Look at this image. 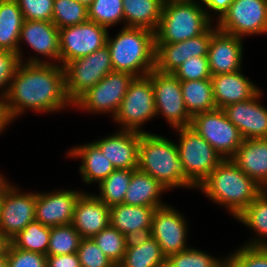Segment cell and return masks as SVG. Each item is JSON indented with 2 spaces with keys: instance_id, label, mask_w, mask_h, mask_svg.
<instances>
[{
  "instance_id": "obj_2",
  "label": "cell",
  "mask_w": 267,
  "mask_h": 267,
  "mask_svg": "<svg viewBox=\"0 0 267 267\" xmlns=\"http://www.w3.org/2000/svg\"><path fill=\"white\" fill-rule=\"evenodd\" d=\"M197 189L234 218L264 190L231 159H224Z\"/></svg>"
},
{
  "instance_id": "obj_36",
  "label": "cell",
  "mask_w": 267,
  "mask_h": 267,
  "mask_svg": "<svg viewBox=\"0 0 267 267\" xmlns=\"http://www.w3.org/2000/svg\"><path fill=\"white\" fill-rule=\"evenodd\" d=\"M81 240V235L72 224L51 227L47 255L76 253Z\"/></svg>"
},
{
  "instance_id": "obj_41",
  "label": "cell",
  "mask_w": 267,
  "mask_h": 267,
  "mask_svg": "<svg viewBox=\"0 0 267 267\" xmlns=\"http://www.w3.org/2000/svg\"><path fill=\"white\" fill-rule=\"evenodd\" d=\"M180 82L211 79L207 56L192 57L172 73Z\"/></svg>"
},
{
  "instance_id": "obj_22",
  "label": "cell",
  "mask_w": 267,
  "mask_h": 267,
  "mask_svg": "<svg viewBox=\"0 0 267 267\" xmlns=\"http://www.w3.org/2000/svg\"><path fill=\"white\" fill-rule=\"evenodd\" d=\"M110 207L92 193H83L74 208L72 225L82 238H93L110 225Z\"/></svg>"
},
{
  "instance_id": "obj_53",
  "label": "cell",
  "mask_w": 267,
  "mask_h": 267,
  "mask_svg": "<svg viewBox=\"0 0 267 267\" xmlns=\"http://www.w3.org/2000/svg\"><path fill=\"white\" fill-rule=\"evenodd\" d=\"M0 267H7V256H0Z\"/></svg>"
},
{
  "instance_id": "obj_42",
  "label": "cell",
  "mask_w": 267,
  "mask_h": 267,
  "mask_svg": "<svg viewBox=\"0 0 267 267\" xmlns=\"http://www.w3.org/2000/svg\"><path fill=\"white\" fill-rule=\"evenodd\" d=\"M233 267H267V252L263 247H238L228 255Z\"/></svg>"
},
{
  "instance_id": "obj_33",
  "label": "cell",
  "mask_w": 267,
  "mask_h": 267,
  "mask_svg": "<svg viewBox=\"0 0 267 267\" xmlns=\"http://www.w3.org/2000/svg\"><path fill=\"white\" fill-rule=\"evenodd\" d=\"M133 170L135 169H115L98 184L100 194L94 195L109 207L124 203Z\"/></svg>"
},
{
  "instance_id": "obj_30",
  "label": "cell",
  "mask_w": 267,
  "mask_h": 267,
  "mask_svg": "<svg viewBox=\"0 0 267 267\" xmlns=\"http://www.w3.org/2000/svg\"><path fill=\"white\" fill-rule=\"evenodd\" d=\"M235 219L254 230L256 237L245 246L262 247L267 243V189H264Z\"/></svg>"
},
{
  "instance_id": "obj_34",
  "label": "cell",
  "mask_w": 267,
  "mask_h": 267,
  "mask_svg": "<svg viewBox=\"0 0 267 267\" xmlns=\"http://www.w3.org/2000/svg\"><path fill=\"white\" fill-rule=\"evenodd\" d=\"M51 227L33 221L20 231L11 243L18 249L47 255Z\"/></svg>"
},
{
  "instance_id": "obj_20",
  "label": "cell",
  "mask_w": 267,
  "mask_h": 267,
  "mask_svg": "<svg viewBox=\"0 0 267 267\" xmlns=\"http://www.w3.org/2000/svg\"><path fill=\"white\" fill-rule=\"evenodd\" d=\"M243 38L217 30L207 53L212 76L234 73L242 69Z\"/></svg>"
},
{
  "instance_id": "obj_29",
  "label": "cell",
  "mask_w": 267,
  "mask_h": 267,
  "mask_svg": "<svg viewBox=\"0 0 267 267\" xmlns=\"http://www.w3.org/2000/svg\"><path fill=\"white\" fill-rule=\"evenodd\" d=\"M23 13L16 0H0V50L18 53Z\"/></svg>"
},
{
  "instance_id": "obj_12",
  "label": "cell",
  "mask_w": 267,
  "mask_h": 267,
  "mask_svg": "<svg viewBox=\"0 0 267 267\" xmlns=\"http://www.w3.org/2000/svg\"><path fill=\"white\" fill-rule=\"evenodd\" d=\"M147 76L154 90L156 117L164 116L174 130L190 126L192 117L185 108L180 81L172 73H161L156 69Z\"/></svg>"
},
{
  "instance_id": "obj_6",
  "label": "cell",
  "mask_w": 267,
  "mask_h": 267,
  "mask_svg": "<svg viewBox=\"0 0 267 267\" xmlns=\"http://www.w3.org/2000/svg\"><path fill=\"white\" fill-rule=\"evenodd\" d=\"M175 130L179 133L176 146L185 169V188L197 189L224 159L190 126Z\"/></svg>"
},
{
  "instance_id": "obj_52",
  "label": "cell",
  "mask_w": 267,
  "mask_h": 267,
  "mask_svg": "<svg viewBox=\"0 0 267 267\" xmlns=\"http://www.w3.org/2000/svg\"><path fill=\"white\" fill-rule=\"evenodd\" d=\"M213 267H233L231 259L229 256L222 258L218 263H216Z\"/></svg>"
},
{
  "instance_id": "obj_10",
  "label": "cell",
  "mask_w": 267,
  "mask_h": 267,
  "mask_svg": "<svg viewBox=\"0 0 267 267\" xmlns=\"http://www.w3.org/2000/svg\"><path fill=\"white\" fill-rule=\"evenodd\" d=\"M134 78L135 76L126 72L108 73L98 84L83 94L73 107L94 114L110 113L113 118Z\"/></svg>"
},
{
  "instance_id": "obj_49",
  "label": "cell",
  "mask_w": 267,
  "mask_h": 267,
  "mask_svg": "<svg viewBox=\"0 0 267 267\" xmlns=\"http://www.w3.org/2000/svg\"><path fill=\"white\" fill-rule=\"evenodd\" d=\"M11 122H13V120L11 119L7 109L6 98L0 96V133L5 131Z\"/></svg>"
},
{
  "instance_id": "obj_7",
  "label": "cell",
  "mask_w": 267,
  "mask_h": 267,
  "mask_svg": "<svg viewBox=\"0 0 267 267\" xmlns=\"http://www.w3.org/2000/svg\"><path fill=\"white\" fill-rule=\"evenodd\" d=\"M63 68L65 90L72 104L98 84L108 73L113 72L107 45L90 55L66 63Z\"/></svg>"
},
{
  "instance_id": "obj_9",
  "label": "cell",
  "mask_w": 267,
  "mask_h": 267,
  "mask_svg": "<svg viewBox=\"0 0 267 267\" xmlns=\"http://www.w3.org/2000/svg\"><path fill=\"white\" fill-rule=\"evenodd\" d=\"M190 127L207 141L222 159H231L244 139L223 109L196 114Z\"/></svg>"
},
{
  "instance_id": "obj_38",
  "label": "cell",
  "mask_w": 267,
  "mask_h": 267,
  "mask_svg": "<svg viewBox=\"0 0 267 267\" xmlns=\"http://www.w3.org/2000/svg\"><path fill=\"white\" fill-rule=\"evenodd\" d=\"M102 252L118 266L127 249L124 235L110 225L92 238Z\"/></svg>"
},
{
  "instance_id": "obj_16",
  "label": "cell",
  "mask_w": 267,
  "mask_h": 267,
  "mask_svg": "<svg viewBox=\"0 0 267 267\" xmlns=\"http://www.w3.org/2000/svg\"><path fill=\"white\" fill-rule=\"evenodd\" d=\"M186 222L184 214L168 204L155 210L152 218V237L166 257L189 248L186 242Z\"/></svg>"
},
{
  "instance_id": "obj_31",
  "label": "cell",
  "mask_w": 267,
  "mask_h": 267,
  "mask_svg": "<svg viewBox=\"0 0 267 267\" xmlns=\"http://www.w3.org/2000/svg\"><path fill=\"white\" fill-rule=\"evenodd\" d=\"M180 84L184 105L191 117L216 109L211 79L181 81Z\"/></svg>"
},
{
  "instance_id": "obj_40",
  "label": "cell",
  "mask_w": 267,
  "mask_h": 267,
  "mask_svg": "<svg viewBox=\"0 0 267 267\" xmlns=\"http://www.w3.org/2000/svg\"><path fill=\"white\" fill-rule=\"evenodd\" d=\"M77 254L81 267H117L92 238H82Z\"/></svg>"
},
{
  "instance_id": "obj_15",
  "label": "cell",
  "mask_w": 267,
  "mask_h": 267,
  "mask_svg": "<svg viewBox=\"0 0 267 267\" xmlns=\"http://www.w3.org/2000/svg\"><path fill=\"white\" fill-rule=\"evenodd\" d=\"M23 40L36 52V55L38 53V55L43 56L45 59L37 58L36 55L33 57L32 55V57L25 61V57H22L24 55L20 46ZM18 54L21 62L24 63H57L60 65L59 28L53 22L24 20L20 32ZM46 58L52 61H48Z\"/></svg>"
},
{
  "instance_id": "obj_45",
  "label": "cell",
  "mask_w": 267,
  "mask_h": 267,
  "mask_svg": "<svg viewBox=\"0 0 267 267\" xmlns=\"http://www.w3.org/2000/svg\"><path fill=\"white\" fill-rule=\"evenodd\" d=\"M21 59L18 53L0 50V96L6 97Z\"/></svg>"
},
{
  "instance_id": "obj_37",
  "label": "cell",
  "mask_w": 267,
  "mask_h": 267,
  "mask_svg": "<svg viewBox=\"0 0 267 267\" xmlns=\"http://www.w3.org/2000/svg\"><path fill=\"white\" fill-rule=\"evenodd\" d=\"M88 21V8L76 0H54L52 22L59 28Z\"/></svg>"
},
{
  "instance_id": "obj_50",
  "label": "cell",
  "mask_w": 267,
  "mask_h": 267,
  "mask_svg": "<svg viewBox=\"0 0 267 267\" xmlns=\"http://www.w3.org/2000/svg\"><path fill=\"white\" fill-rule=\"evenodd\" d=\"M11 241L0 231V256H7Z\"/></svg>"
},
{
  "instance_id": "obj_54",
  "label": "cell",
  "mask_w": 267,
  "mask_h": 267,
  "mask_svg": "<svg viewBox=\"0 0 267 267\" xmlns=\"http://www.w3.org/2000/svg\"><path fill=\"white\" fill-rule=\"evenodd\" d=\"M77 2H79L80 4L86 6L87 8L90 6V4L94 1V0H76Z\"/></svg>"
},
{
  "instance_id": "obj_48",
  "label": "cell",
  "mask_w": 267,
  "mask_h": 267,
  "mask_svg": "<svg viewBox=\"0 0 267 267\" xmlns=\"http://www.w3.org/2000/svg\"><path fill=\"white\" fill-rule=\"evenodd\" d=\"M152 238V229L144 228L132 231L124 235L125 244L127 248L135 247L144 244Z\"/></svg>"
},
{
  "instance_id": "obj_35",
  "label": "cell",
  "mask_w": 267,
  "mask_h": 267,
  "mask_svg": "<svg viewBox=\"0 0 267 267\" xmlns=\"http://www.w3.org/2000/svg\"><path fill=\"white\" fill-rule=\"evenodd\" d=\"M122 3V0H94L88 7V21L106 28L123 22L125 27Z\"/></svg>"
},
{
  "instance_id": "obj_26",
  "label": "cell",
  "mask_w": 267,
  "mask_h": 267,
  "mask_svg": "<svg viewBox=\"0 0 267 267\" xmlns=\"http://www.w3.org/2000/svg\"><path fill=\"white\" fill-rule=\"evenodd\" d=\"M168 191L149 174L135 169L126 191L124 204L161 208L167 203L161 200L162 193Z\"/></svg>"
},
{
  "instance_id": "obj_55",
  "label": "cell",
  "mask_w": 267,
  "mask_h": 267,
  "mask_svg": "<svg viewBox=\"0 0 267 267\" xmlns=\"http://www.w3.org/2000/svg\"><path fill=\"white\" fill-rule=\"evenodd\" d=\"M262 247H263V248L265 249V251L267 252V243H265Z\"/></svg>"
},
{
  "instance_id": "obj_43",
  "label": "cell",
  "mask_w": 267,
  "mask_h": 267,
  "mask_svg": "<svg viewBox=\"0 0 267 267\" xmlns=\"http://www.w3.org/2000/svg\"><path fill=\"white\" fill-rule=\"evenodd\" d=\"M24 20L52 22L54 0H16Z\"/></svg>"
},
{
  "instance_id": "obj_44",
  "label": "cell",
  "mask_w": 267,
  "mask_h": 267,
  "mask_svg": "<svg viewBox=\"0 0 267 267\" xmlns=\"http://www.w3.org/2000/svg\"><path fill=\"white\" fill-rule=\"evenodd\" d=\"M7 267H47V255L18 249L11 243L7 251Z\"/></svg>"
},
{
  "instance_id": "obj_19",
  "label": "cell",
  "mask_w": 267,
  "mask_h": 267,
  "mask_svg": "<svg viewBox=\"0 0 267 267\" xmlns=\"http://www.w3.org/2000/svg\"><path fill=\"white\" fill-rule=\"evenodd\" d=\"M261 96L262 90H259L252 98L223 108L244 140L267 138V107L260 103Z\"/></svg>"
},
{
  "instance_id": "obj_13",
  "label": "cell",
  "mask_w": 267,
  "mask_h": 267,
  "mask_svg": "<svg viewBox=\"0 0 267 267\" xmlns=\"http://www.w3.org/2000/svg\"><path fill=\"white\" fill-rule=\"evenodd\" d=\"M108 28L92 21L59 29L60 65L106 46Z\"/></svg>"
},
{
  "instance_id": "obj_46",
  "label": "cell",
  "mask_w": 267,
  "mask_h": 267,
  "mask_svg": "<svg viewBox=\"0 0 267 267\" xmlns=\"http://www.w3.org/2000/svg\"><path fill=\"white\" fill-rule=\"evenodd\" d=\"M47 267H81L77 252L63 255H47Z\"/></svg>"
},
{
  "instance_id": "obj_11",
  "label": "cell",
  "mask_w": 267,
  "mask_h": 267,
  "mask_svg": "<svg viewBox=\"0 0 267 267\" xmlns=\"http://www.w3.org/2000/svg\"><path fill=\"white\" fill-rule=\"evenodd\" d=\"M216 26L221 32L243 39L267 34V0H233Z\"/></svg>"
},
{
  "instance_id": "obj_28",
  "label": "cell",
  "mask_w": 267,
  "mask_h": 267,
  "mask_svg": "<svg viewBox=\"0 0 267 267\" xmlns=\"http://www.w3.org/2000/svg\"><path fill=\"white\" fill-rule=\"evenodd\" d=\"M125 27L156 31L164 0H122Z\"/></svg>"
},
{
  "instance_id": "obj_51",
  "label": "cell",
  "mask_w": 267,
  "mask_h": 267,
  "mask_svg": "<svg viewBox=\"0 0 267 267\" xmlns=\"http://www.w3.org/2000/svg\"><path fill=\"white\" fill-rule=\"evenodd\" d=\"M0 174V205H1V199L2 196L7 188V186L10 184L9 180L7 181V178Z\"/></svg>"
},
{
  "instance_id": "obj_23",
  "label": "cell",
  "mask_w": 267,
  "mask_h": 267,
  "mask_svg": "<svg viewBox=\"0 0 267 267\" xmlns=\"http://www.w3.org/2000/svg\"><path fill=\"white\" fill-rule=\"evenodd\" d=\"M213 97L216 108L243 102L252 98L260 88L243 75L241 70L234 73L211 76Z\"/></svg>"
},
{
  "instance_id": "obj_8",
  "label": "cell",
  "mask_w": 267,
  "mask_h": 267,
  "mask_svg": "<svg viewBox=\"0 0 267 267\" xmlns=\"http://www.w3.org/2000/svg\"><path fill=\"white\" fill-rule=\"evenodd\" d=\"M155 98L151 79L148 76L135 77L113 117L124 130L147 133L143 124L155 118Z\"/></svg>"
},
{
  "instance_id": "obj_24",
  "label": "cell",
  "mask_w": 267,
  "mask_h": 267,
  "mask_svg": "<svg viewBox=\"0 0 267 267\" xmlns=\"http://www.w3.org/2000/svg\"><path fill=\"white\" fill-rule=\"evenodd\" d=\"M231 160L263 189H267V138L246 139Z\"/></svg>"
},
{
  "instance_id": "obj_39",
  "label": "cell",
  "mask_w": 267,
  "mask_h": 267,
  "mask_svg": "<svg viewBox=\"0 0 267 267\" xmlns=\"http://www.w3.org/2000/svg\"><path fill=\"white\" fill-rule=\"evenodd\" d=\"M221 260L204 251L189 247L166 257L165 267H213Z\"/></svg>"
},
{
  "instance_id": "obj_5",
  "label": "cell",
  "mask_w": 267,
  "mask_h": 267,
  "mask_svg": "<svg viewBox=\"0 0 267 267\" xmlns=\"http://www.w3.org/2000/svg\"><path fill=\"white\" fill-rule=\"evenodd\" d=\"M212 24L197 0L164 2L155 43L186 41L203 34Z\"/></svg>"
},
{
  "instance_id": "obj_17",
  "label": "cell",
  "mask_w": 267,
  "mask_h": 267,
  "mask_svg": "<svg viewBox=\"0 0 267 267\" xmlns=\"http://www.w3.org/2000/svg\"><path fill=\"white\" fill-rule=\"evenodd\" d=\"M213 26L186 41L155 43V69L161 73H174L186 60L207 56L212 35L218 30L215 24Z\"/></svg>"
},
{
  "instance_id": "obj_18",
  "label": "cell",
  "mask_w": 267,
  "mask_h": 267,
  "mask_svg": "<svg viewBox=\"0 0 267 267\" xmlns=\"http://www.w3.org/2000/svg\"><path fill=\"white\" fill-rule=\"evenodd\" d=\"M83 193L75 189L36 193L35 221L49 227L71 224L75 205Z\"/></svg>"
},
{
  "instance_id": "obj_27",
  "label": "cell",
  "mask_w": 267,
  "mask_h": 267,
  "mask_svg": "<svg viewBox=\"0 0 267 267\" xmlns=\"http://www.w3.org/2000/svg\"><path fill=\"white\" fill-rule=\"evenodd\" d=\"M157 207L116 204L110 207V226L126 235L132 231L152 228V218Z\"/></svg>"
},
{
  "instance_id": "obj_14",
  "label": "cell",
  "mask_w": 267,
  "mask_h": 267,
  "mask_svg": "<svg viewBox=\"0 0 267 267\" xmlns=\"http://www.w3.org/2000/svg\"><path fill=\"white\" fill-rule=\"evenodd\" d=\"M36 192H21L11 183L0 205V231L11 241L29 223L35 221Z\"/></svg>"
},
{
  "instance_id": "obj_56",
  "label": "cell",
  "mask_w": 267,
  "mask_h": 267,
  "mask_svg": "<svg viewBox=\"0 0 267 267\" xmlns=\"http://www.w3.org/2000/svg\"><path fill=\"white\" fill-rule=\"evenodd\" d=\"M168 1H182V0H164V2H168Z\"/></svg>"
},
{
  "instance_id": "obj_1",
  "label": "cell",
  "mask_w": 267,
  "mask_h": 267,
  "mask_svg": "<svg viewBox=\"0 0 267 267\" xmlns=\"http://www.w3.org/2000/svg\"><path fill=\"white\" fill-rule=\"evenodd\" d=\"M5 98L13 121L27 109L56 113L73 107L65 90L64 68L59 64L21 62Z\"/></svg>"
},
{
  "instance_id": "obj_4",
  "label": "cell",
  "mask_w": 267,
  "mask_h": 267,
  "mask_svg": "<svg viewBox=\"0 0 267 267\" xmlns=\"http://www.w3.org/2000/svg\"><path fill=\"white\" fill-rule=\"evenodd\" d=\"M138 169L152 176L167 190L185 187V169L176 143L163 135L140 133Z\"/></svg>"
},
{
  "instance_id": "obj_47",
  "label": "cell",
  "mask_w": 267,
  "mask_h": 267,
  "mask_svg": "<svg viewBox=\"0 0 267 267\" xmlns=\"http://www.w3.org/2000/svg\"><path fill=\"white\" fill-rule=\"evenodd\" d=\"M232 2L233 0H200V3L204 7V9L206 8L205 10L207 16L212 21H214V18L210 14L212 11H214V13H217L216 14L218 16L217 20H219L222 17V15L229 9V6L231 5Z\"/></svg>"
},
{
  "instance_id": "obj_25",
  "label": "cell",
  "mask_w": 267,
  "mask_h": 267,
  "mask_svg": "<svg viewBox=\"0 0 267 267\" xmlns=\"http://www.w3.org/2000/svg\"><path fill=\"white\" fill-rule=\"evenodd\" d=\"M68 157L81 159L79 171L86 184L100 183L115 170L109 159L104 156L100 148L91 143L75 146L67 153Z\"/></svg>"
},
{
  "instance_id": "obj_32",
  "label": "cell",
  "mask_w": 267,
  "mask_h": 267,
  "mask_svg": "<svg viewBox=\"0 0 267 267\" xmlns=\"http://www.w3.org/2000/svg\"><path fill=\"white\" fill-rule=\"evenodd\" d=\"M166 256L152 237L144 244L127 248L117 267H165Z\"/></svg>"
},
{
  "instance_id": "obj_3",
  "label": "cell",
  "mask_w": 267,
  "mask_h": 267,
  "mask_svg": "<svg viewBox=\"0 0 267 267\" xmlns=\"http://www.w3.org/2000/svg\"><path fill=\"white\" fill-rule=\"evenodd\" d=\"M108 33L113 71L147 76L155 69V32L146 28L123 27L111 38Z\"/></svg>"
},
{
  "instance_id": "obj_21",
  "label": "cell",
  "mask_w": 267,
  "mask_h": 267,
  "mask_svg": "<svg viewBox=\"0 0 267 267\" xmlns=\"http://www.w3.org/2000/svg\"><path fill=\"white\" fill-rule=\"evenodd\" d=\"M118 130L112 136L108 135L93 142L115 169H138L140 132L121 128Z\"/></svg>"
}]
</instances>
